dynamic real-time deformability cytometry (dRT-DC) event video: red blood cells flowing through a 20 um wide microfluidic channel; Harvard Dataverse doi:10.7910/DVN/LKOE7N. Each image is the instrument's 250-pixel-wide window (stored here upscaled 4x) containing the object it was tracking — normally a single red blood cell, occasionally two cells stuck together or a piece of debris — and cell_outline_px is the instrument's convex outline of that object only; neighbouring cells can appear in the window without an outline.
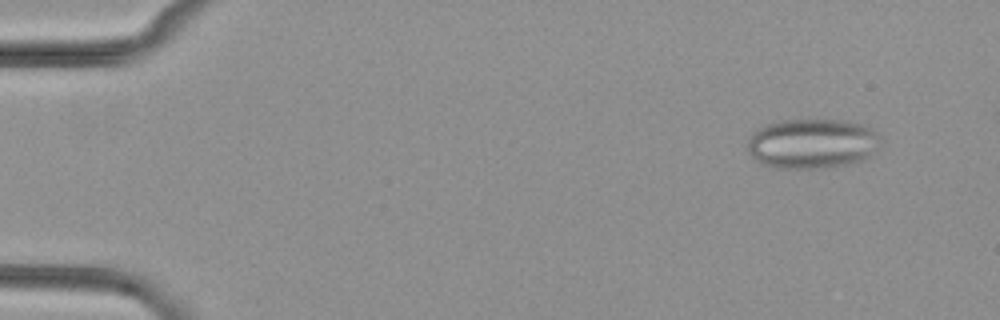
{"species": "common noctule bat (a hibernating species)", "species_latin": "Nyctalus noctula", "temperature_condition": "cold", "stored_images_in_passage": 7, "camera_frame_rate_fps": 3000, "um_per_image_px": 0.085, "animal": {"sex": "female", "body_mass_g": 29.2, "forearm_length_mm": 56.3}, "frame": {"image": 1, "passage_image": 2, "time_ms": 1.333, "image_size_px": [1000, 320], "cell_outline_px": [[880, 140], [868, 156], [860, 160], [848, 164], [832, 168], [772, 168], [756, 160], [752, 156], [748, 148], [748, 140], [752, 132], [768, 124], [784, 120], [848, 120], [872, 128], [880, 136]], "centroid_in_image_um": [69.02, 12.21], "position_along_channel_um": 16.0, "area_um2": 38.49}}